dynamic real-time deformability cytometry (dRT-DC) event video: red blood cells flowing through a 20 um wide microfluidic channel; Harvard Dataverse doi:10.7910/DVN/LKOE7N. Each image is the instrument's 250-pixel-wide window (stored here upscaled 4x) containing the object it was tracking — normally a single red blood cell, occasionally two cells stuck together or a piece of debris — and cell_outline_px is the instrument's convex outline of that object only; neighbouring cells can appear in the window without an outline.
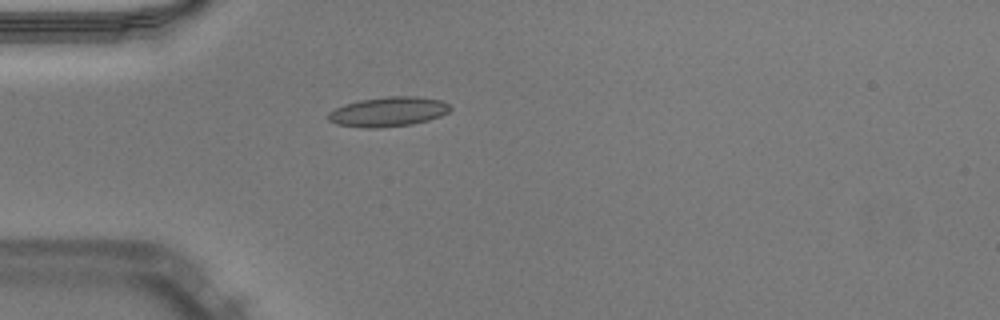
{"species": "Egyptian fruit bat (a non-hibernating species)", "species_latin": "Rousettus aegyptiacus", "temperature_condition": "warm", "stored_images_in_passage": 6, "camera_frame_rate_fps": 3000, "um_per_image_px": 0.085, "animal": {"sex": "male"}, "frame": {"image": 1, "passage_image": 1, "time_ms": 0.0, "image_size_px": [1000, 320], "cell_outline_px": [[452, 108], [448, 112], [440, 116], [428, 120], [412, 124], [380, 128], [364, 128], [336, 124], [328, 120], [328, 112], [344, 104], [360, 100], [388, 96], [416, 96], [440, 100], [448, 104]], "centroid_in_image_um": [32.98, 9.5], "position_along_channel_um": 52.0, "area_um2": 21.1}}